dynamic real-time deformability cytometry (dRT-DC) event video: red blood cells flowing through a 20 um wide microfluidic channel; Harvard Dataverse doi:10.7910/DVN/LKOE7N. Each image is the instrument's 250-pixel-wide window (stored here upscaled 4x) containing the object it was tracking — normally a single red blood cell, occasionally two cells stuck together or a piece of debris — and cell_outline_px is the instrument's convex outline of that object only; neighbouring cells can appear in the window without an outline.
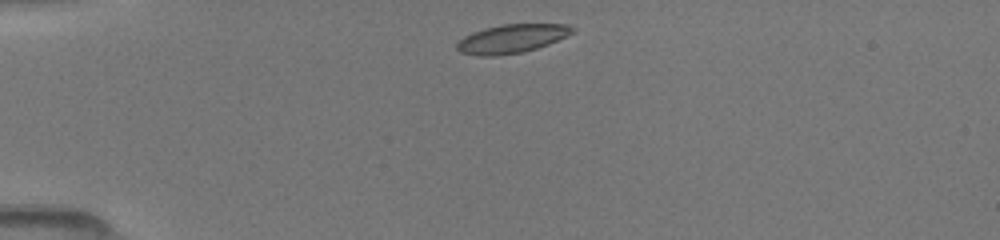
{"species": "common noctule bat (a hibernating species)", "species_latin": "Nyctalus noctula", "temperature_condition": "room temperature", "stored_images_in_passage": 2, "camera_frame_rate_fps": 3000, "um_per_image_px": 0.085, "animal": {"sex": "female", "body_mass_g": 19.5, "forearm_length_mm": 54.1}, "frame": {"image": 1, "passage_image": 1, "time_ms": 0.0, "image_size_px": [1000, 240], "cell_outline_px": [[576, 28], [572, 32], [548, 44], [524, 52], [500, 56], [476, 56], [460, 52], [456, 48], [456, 44], [464, 36], [472, 32], [484, 28], [500, 24], [568, 24]], "centroid_in_image_um": [43.45, 3.29], "position_along_channel_um": 41.6, "area_um2": 19.36}}